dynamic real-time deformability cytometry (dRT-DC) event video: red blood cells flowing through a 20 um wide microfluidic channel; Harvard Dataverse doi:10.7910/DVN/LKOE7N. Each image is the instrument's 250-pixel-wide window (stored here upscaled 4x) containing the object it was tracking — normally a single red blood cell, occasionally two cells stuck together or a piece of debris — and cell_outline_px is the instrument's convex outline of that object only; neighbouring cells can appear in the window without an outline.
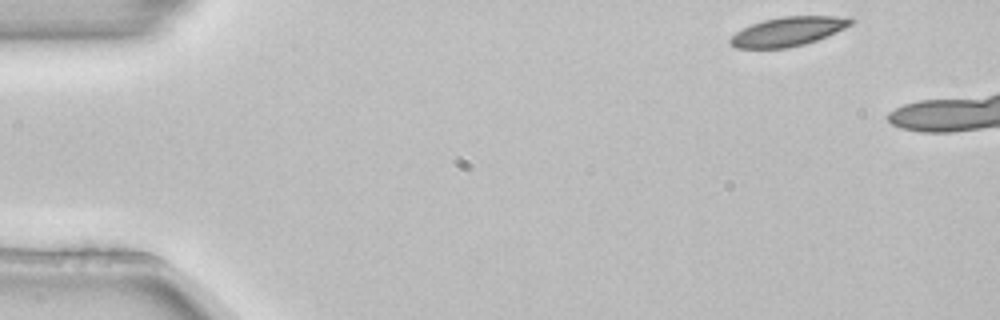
{"species": "common noctule bat (a hibernating species)", "species_latin": "Nyctalus noctula", "temperature_condition": "room temperature", "stored_images_in_passage": 3, "camera_frame_rate_fps": 3000, "um_per_image_px": 0.085, "animal": {"sex": "female", "body_mass_g": 22.7, "forearm_length_mm": 54.2}, "frame": {"image": 1, "passage_image": 1, "time_ms": 0.0, "image_size_px": [1000, 320], "cell_outline_px": [[852, 24], [836, 32], [816, 40], [804, 44], [788, 48], [736, 48], [728, 44], [728, 40], [736, 32], [752, 24], [764, 20], [784, 16], [852, 16]], "centroid_in_image_um": [66.98, 2.67], "position_along_channel_um": 18.0, "area_um2": 20.4}}